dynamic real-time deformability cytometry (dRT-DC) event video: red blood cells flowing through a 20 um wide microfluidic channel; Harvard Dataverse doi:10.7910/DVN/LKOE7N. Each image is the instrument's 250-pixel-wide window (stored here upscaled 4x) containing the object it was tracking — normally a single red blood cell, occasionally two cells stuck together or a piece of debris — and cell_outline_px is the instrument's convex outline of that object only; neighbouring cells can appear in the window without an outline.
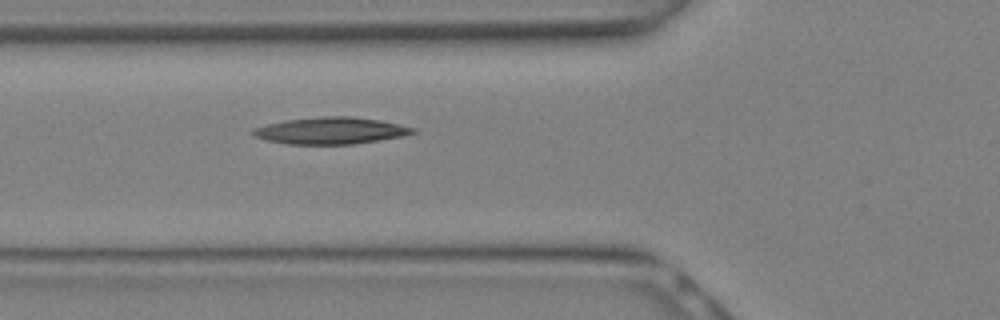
{"species": "Egyptian fruit bat (a non-hibernating species)", "species_latin": "Rousettus aegyptiacus", "temperature_condition": "warm", "stored_images_in_passage": 10, "camera_frame_rate_fps": 3000, "um_per_image_px": 0.085, "animal": {"sex": "female"}, "frame": {"image": 1, "passage_image": 10, "time_ms": 3.0, "image_size_px": [1000, 320], "cell_outline_px": [[420, 132], [404, 136], [380, 140], [352, 144], [288, 144], [268, 140], [252, 136], [248, 132], [252, 128], [284, 120], [324, 116], [352, 116], [380, 120], [416, 128]], "centroid_in_image_um": [28.12, 11.1], "position_along_channel_um": 97.7, "area_um2": 25.2}}